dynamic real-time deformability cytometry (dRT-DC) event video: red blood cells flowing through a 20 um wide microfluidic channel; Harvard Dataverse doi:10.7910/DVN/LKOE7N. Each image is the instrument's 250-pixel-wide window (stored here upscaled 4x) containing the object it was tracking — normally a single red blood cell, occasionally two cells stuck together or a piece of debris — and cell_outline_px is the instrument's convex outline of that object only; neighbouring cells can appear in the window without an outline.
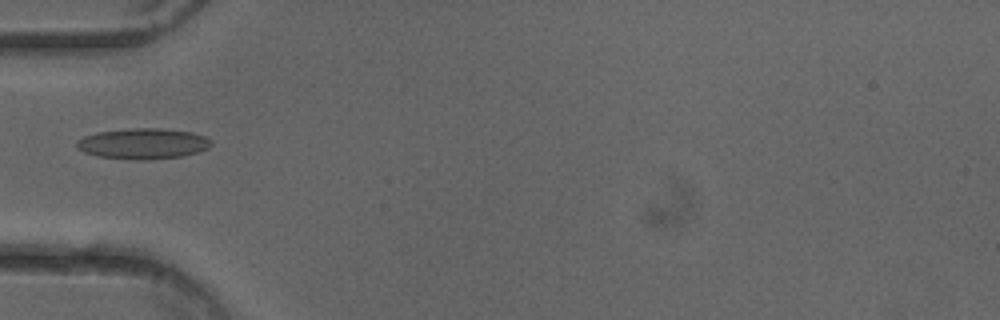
{"species": "common noctule bat (a hibernating species)", "species_latin": "Nyctalus noctula", "temperature_condition": "cold", "stored_images_in_passage": 35, "camera_frame_rate_fps": 3000, "um_per_image_px": 0.085, "animal": {"sex": "female"}, "frame": {"image": 1, "passage_image": 1, "time_ms": 0.0, "image_size_px": [1000, 320], "cell_outline_px": [[212, 144], [208, 148], [200, 152], [184, 156], [148, 160], [136, 160], [100, 156], [84, 152], [76, 144], [76, 140], [84, 136], [96, 132], [132, 128], [160, 128], [192, 132], [204, 136], [212, 140]], "centroid_in_image_um": [12.2, 12.21], "position_along_channel_um": 72.8, "area_um2": 24.16}}
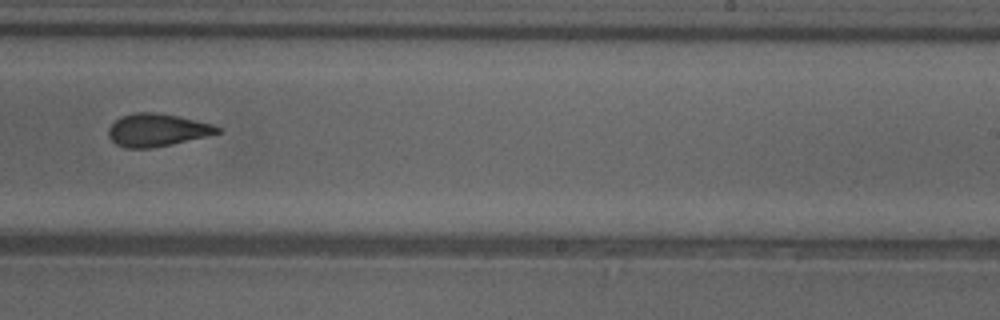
{"frame": {"image": 2, "passage_image": 16, "time_ms": 5.0, "image_size_px": [1000, 320], "cell_outline_px": [[220, 132], [172, 144], [152, 148], [124, 148], [116, 144], [108, 136], [108, 128], [120, 116], [136, 112], [152, 112], [180, 116], [212, 124], [220, 128]], "centroid_in_image_um": [13.31, 11.05], "position_along_channel_um": 275.7, "area_um2": 20.63}}
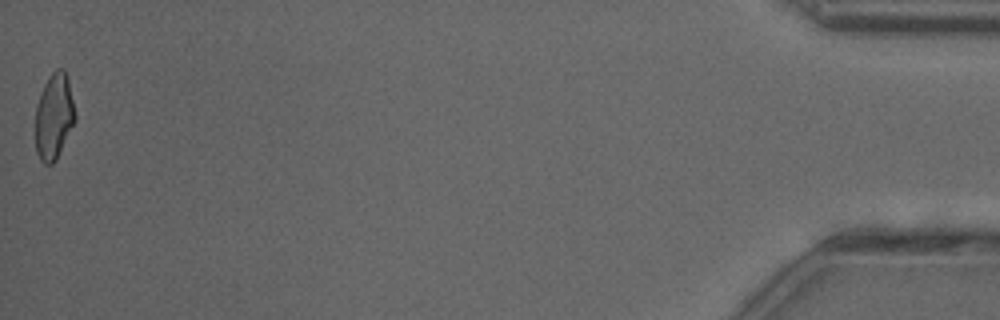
{"frame": {"image": 3, "passage_image": 35, "time_ms": 11.333, "image_size_px": [1000, 320], "cell_outline_px": [[76, 120], [56, 160], [52, 164], [44, 164], [40, 160], [36, 152], [36, 104], [44, 84], [48, 76], [56, 68], [64, 68], [68, 80], [76, 116]], "centroid_in_image_um": [4.59, 9.89], "position_along_channel_um": 430.6, "area_um2": 19.94}}